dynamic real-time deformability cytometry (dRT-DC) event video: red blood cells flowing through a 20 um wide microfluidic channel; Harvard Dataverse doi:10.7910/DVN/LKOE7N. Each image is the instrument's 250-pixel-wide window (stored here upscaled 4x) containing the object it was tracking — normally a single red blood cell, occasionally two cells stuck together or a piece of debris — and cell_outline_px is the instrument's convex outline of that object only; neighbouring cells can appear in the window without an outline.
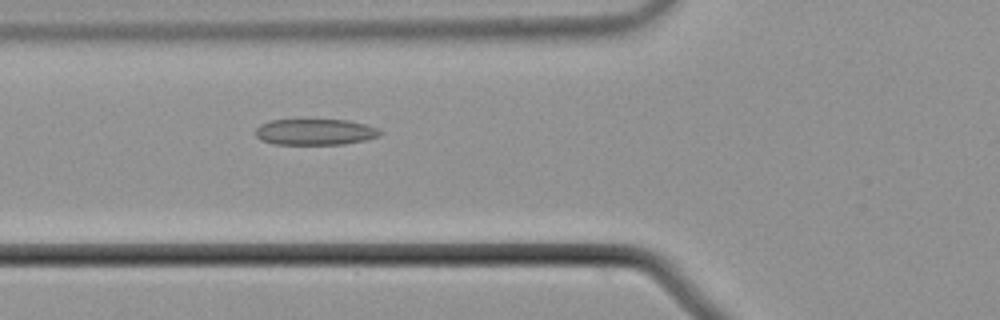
{"species": "common noctule bat (a hibernating species)", "species_latin": "Nyctalus noctula", "temperature_condition": "cold", "stored_images_in_passage": 35, "camera_frame_rate_fps": 3000, "um_per_image_px": 0.085, "animal": {"sex": "male", "body_mass_g": 21.5, "forearm_length_mm": 52.0}, "frame": {"image": 1, "passage_image": 5, "time_ms": 1.333, "image_size_px": [1000, 320], "cell_outline_px": [[384, 132], [380, 136], [364, 140], [344, 144], [272, 144], [260, 140], [256, 136], [256, 128], [260, 124], [272, 120], [348, 120], [380, 128]], "centroid_in_image_um": [26.81, 11.22], "position_along_channel_um": 99.0, "area_um2": 19.02}}
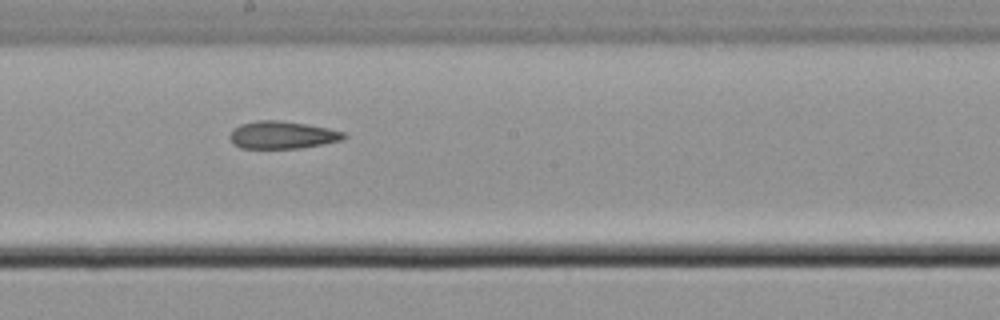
{"frame": {"image": 2, "passage_image": 15, "time_ms": 4.667, "image_size_px": [1000, 320], "cell_outline_px": [[348, 136], [344, 140], [300, 148], [240, 148], [228, 136], [232, 128], [240, 124], [256, 120], [280, 120], [308, 124], [328, 128], [344, 132]], "centroid_in_image_um": [24.01, 11.46], "position_along_channel_um": 224.2, "area_um2": 18.44}}
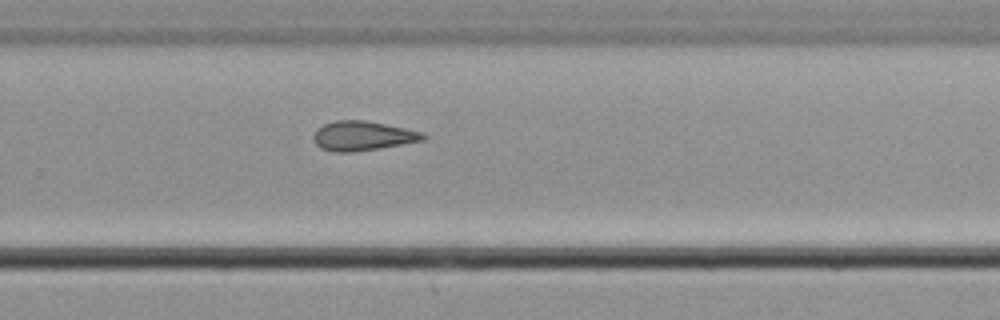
{"frame": {"image": 3, "passage_image": 21, "time_ms": 6.667, "image_size_px": [1000, 320], "cell_outline_px": [[428, 136], [424, 140], [352, 152], [332, 152], [320, 148], [316, 144], [312, 136], [316, 128], [324, 124], [336, 120], [364, 120], [424, 132]], "centroid_in_image_um": [30.78, 11.54], "position_along_channel_um": 299.0, "area_um2": 18.73}, "authors_computed_cell_mechanics": {"area_um2": 18.9006, "velocity_mm_per_s": 3.7475, "shape_relaxation_time_tau1_ms": null, "shape_relaxation_time_tau2_ms": 9.7949, "deformation_change_tau1": null, "deformation_change_tau2": 0.2397}}